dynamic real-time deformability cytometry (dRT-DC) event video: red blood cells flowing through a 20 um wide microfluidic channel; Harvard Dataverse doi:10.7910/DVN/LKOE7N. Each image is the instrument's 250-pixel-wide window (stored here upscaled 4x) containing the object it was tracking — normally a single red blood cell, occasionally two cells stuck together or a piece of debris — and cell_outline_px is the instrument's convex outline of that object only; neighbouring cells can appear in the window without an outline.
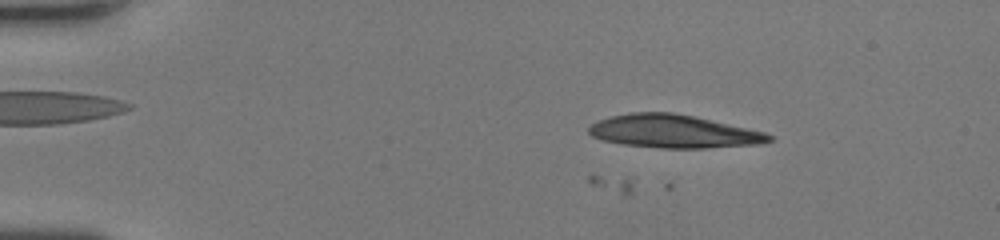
{"species": "human", "species_latin": "Homo sapiens", "temperature_condition": "room temperature", "stored_images_in_passage": 6, "camera_frame_rate_fps": 3000, "um_per_image_px": 0.085, "donor": {"sex": "female"}, "frame": {"image": 1, "passage_image": 1, "time_ms": 0.0, "image_size_px": [1000, 240], "cell_outline_px": [[772, 140], [760, 144], [708, 148], [660, 148], [624, 144], [600, 140], [592, 136], [588, 132], [588, 128], [592, 124], [600, 120], [612, 116], [628, 112], [672, 112], [696, 116], [764, 132], [772, 136]], "centroid_in_image_um": [57.24, 11.17], "position_along_channel_um": 27.8, "area_um2": 34.8}}